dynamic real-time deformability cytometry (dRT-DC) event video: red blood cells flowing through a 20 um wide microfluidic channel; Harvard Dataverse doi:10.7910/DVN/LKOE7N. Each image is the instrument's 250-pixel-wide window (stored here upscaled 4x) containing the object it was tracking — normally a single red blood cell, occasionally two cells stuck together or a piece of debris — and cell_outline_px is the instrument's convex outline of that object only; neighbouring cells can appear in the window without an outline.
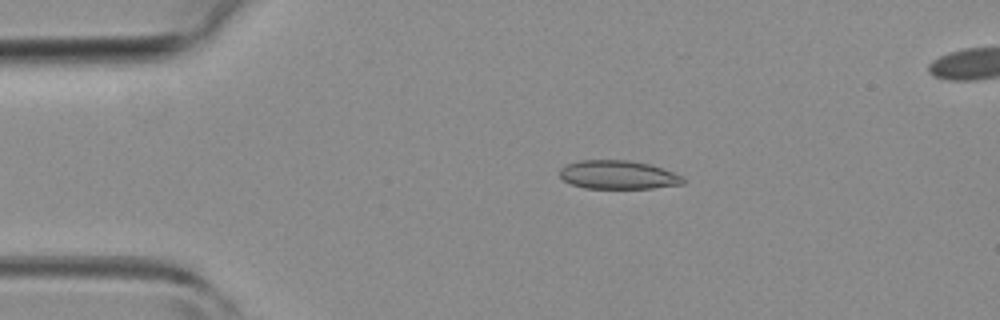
{"species": "common noctule bat (a hibernating species)", "species_latin": "Nyctalus noctula", "temperature_condition": "room temperature", "stored_images_in_passage": 3, "segment_of_instrument_passage": [1, 2], "camera_frame_rate_fps": 3000, "um_per_image_px": 0.085, "animal": {"sex": "female", "body_mass_g": 19.3, "forearm_length_mm": 54.1}, "frame": {"image": 1, "passage_image": 2, "time_ms": 1.333, "image_size_px": [1000, 320], "cell_outline_px": [[684, 184], [652, 188], [584, 188], [572, 184], [564, 180], [560, 176], [560, 168], [568, 164], [580, 160], [628, 160], [648, 164], [684, 176]], "centroid_in_image_um": [52.54, 14.86], "position_along_channel_um": 32.5, "area_um2": 20.4}}